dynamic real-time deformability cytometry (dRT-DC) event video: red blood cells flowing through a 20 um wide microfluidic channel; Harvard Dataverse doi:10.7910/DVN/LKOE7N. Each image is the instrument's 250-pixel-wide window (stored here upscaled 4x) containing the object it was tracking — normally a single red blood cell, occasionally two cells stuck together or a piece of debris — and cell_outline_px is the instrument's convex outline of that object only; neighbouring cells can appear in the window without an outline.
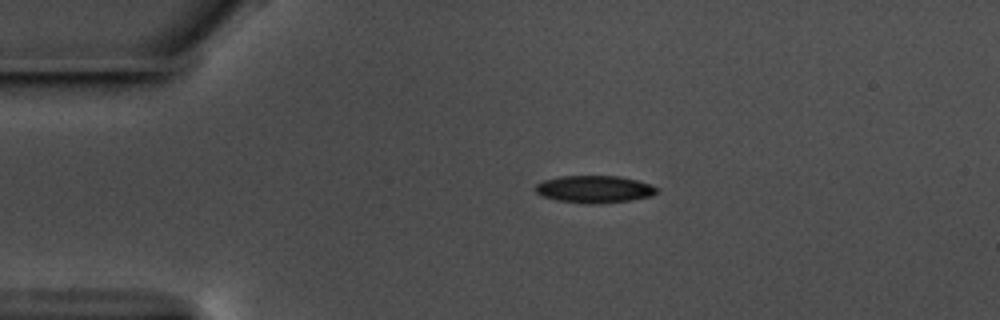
{"species": "common noctule bat (a hibernating species)", "species_latin": "Nyctalus noctula", "temperature_condition": "warm", "stored_images_in_passage": 46, "camera_frame_rate_fps": 3000, "um_per_image_px": 0.085, "animal": {"sex": "male", "body_mass_g": 17.5, "forearm_length_mm": 52.3}, "frame": {"image": 1, "passage_image": 1, "time_ms": 0.0, "image_size_px": [1000, 320], "cell_outline_px": [[660, 188], [652, 196], [632, 200], [592, 204], [588, 204], [560, 200], [544, 196], [536, 192], [536, 184], [544, 180], [560, 176], [620, 176], [652, 184]], "centroid_in_image_um": [50.58, 16.07], "position_along_channel_um": 34.4, "area_um2": 19.19}}
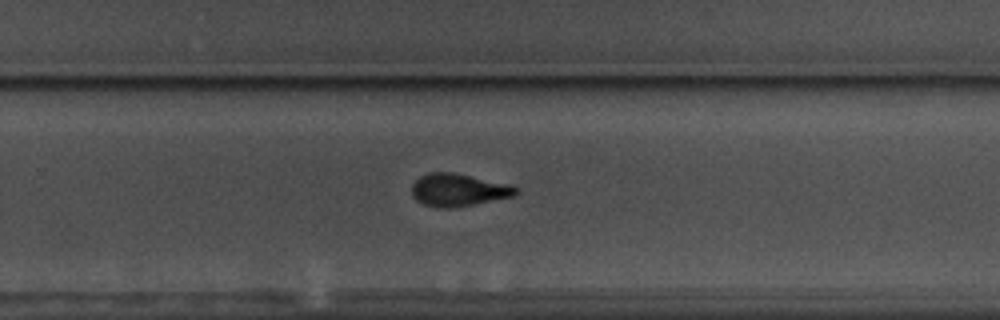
{"frame": {"image": 2, "passage_image": 26, "time_ms": 8.333, "image_size_px": [1000, 320], "cell_outline_px": [[520, 192], [516, 196], [472, 204], [448, 208], [440, 208], [424, 204], [416, 200], [412, 196], [412, 184], [420, 176], [428, 172], [456, 172], [512, 184], [520, 188]], "centroid_in_image_um": [39.02, 16.12], "position_along_channel_um": 290.8, "area_um2": 20.11}}
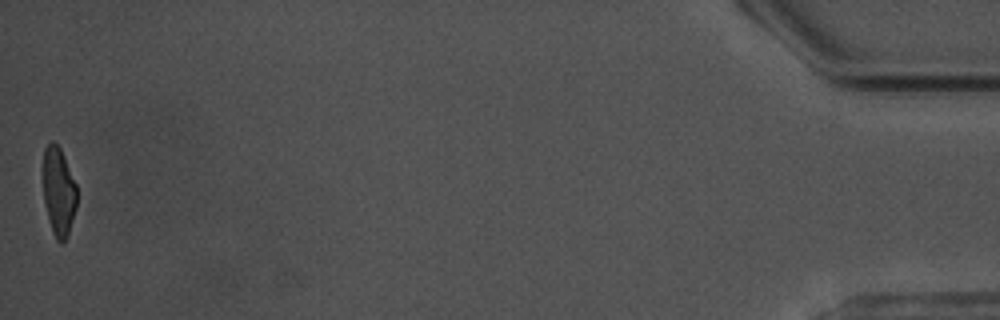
{"frame": {"image": 3, "passage_image": 46, "time_ms": 15.0, "image_size_px": [1000, 320], "cell_outline_px": [[76, 208], [68, 236], [60, 244], [56, 240], [52, 232], [48, 220], [44, 200], [44, 148], [52, 140], [60, 148], [64, 156], [76, 184]], "centroid_in_image_um": [4.99, 16.32], "position_along_channel_um": 430.2, "area_um2": 17.34}, "authors_computed_cell_mechanics": {"area_um2": 19.5364, "velocity_mm_per_s": 3.5696, "shape_relaxation_time_tau1_ms": 3.4471, "shape_relaxation_time_tau2_ms": 1.8176, "deformation_change_tau1": 0.1566, "deformation_change_tau2": 0.0969}}